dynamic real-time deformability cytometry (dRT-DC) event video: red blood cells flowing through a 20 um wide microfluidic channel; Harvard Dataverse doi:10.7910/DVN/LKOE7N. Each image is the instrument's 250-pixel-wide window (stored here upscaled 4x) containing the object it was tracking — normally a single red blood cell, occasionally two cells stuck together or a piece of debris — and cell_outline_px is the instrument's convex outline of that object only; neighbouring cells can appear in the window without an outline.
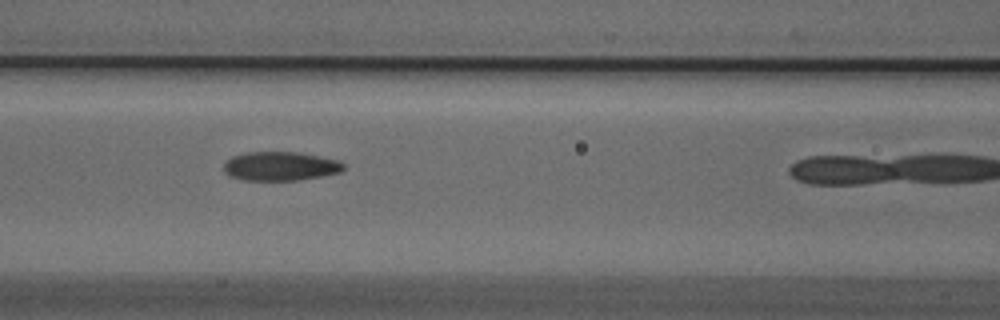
{"species": "Egyptian fruit bat (a non-hibernating species)", "species_latin": "Rousettus aegyptiacus", "temperature_condition": "cold", "stored_images_in_passage": 10, "camera_frame_rate_fps": 3000, "um_per_image_px": 0.085, "animal": {"sex": "male"}, "frame": {"image": 1, "passage_image": 6, "time_ms": 1.667, "image_size_px": [1000, 320], "cell_outline_px": [[344, 168], [340, 172], [320, 176], [296, 180], [244, 180], [232, 176], [224, 172], [224, 164], [232, 156], [244, 152], [300, 152], [340, 160], [344, 164]], "centroid_in_image_um": [23.84, 14.11], "position_along_channel_um": 142.8, "area_um2": 20.17}}
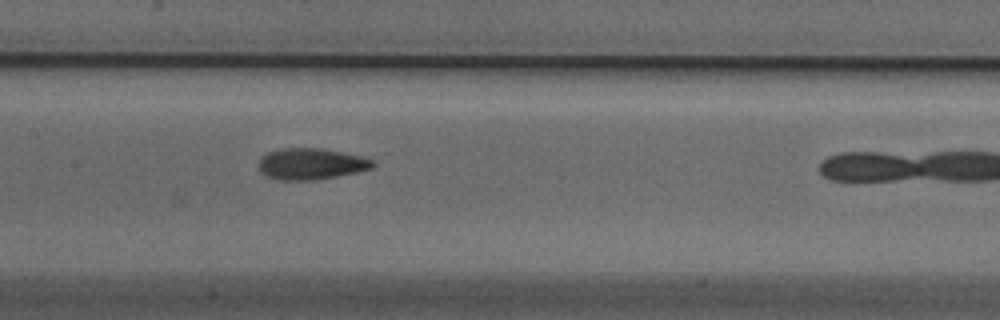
{"frame": {"image": 2, "passage_image": 9, "time_ms": 2.667, "image_size_px": [1000, 320], "cell_outline_px": [[376, 164], [372, 168], [356, 172], [316, 180], [280, 180], [268, 176], [260, 172], [260, 156], [268, 152], [280, 148], [320, 148], [364, 156], [372, 160]], "centroid_in_image_um": [26.45, 13.92], "position_along_channel_um": 181.0, "area_um2": 20.81}}